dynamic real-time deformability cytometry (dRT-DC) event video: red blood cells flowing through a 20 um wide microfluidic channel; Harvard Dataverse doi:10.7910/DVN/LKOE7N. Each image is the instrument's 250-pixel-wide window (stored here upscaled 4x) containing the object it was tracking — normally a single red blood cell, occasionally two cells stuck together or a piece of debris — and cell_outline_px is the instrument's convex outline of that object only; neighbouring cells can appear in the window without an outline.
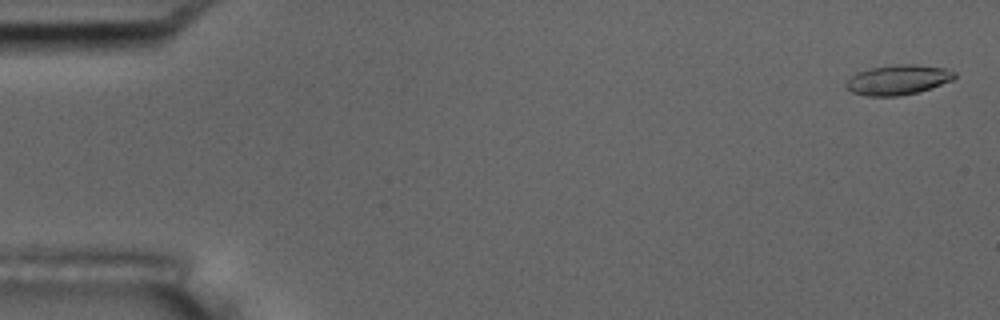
{"species": "common noctule bat (a hibernating species)", "species_latin": "Nyctalus noctula", "temperature_condition": "room temperature", "stored_images_in_passage": 5, "camera_frame_rate_fps": 3000, "um_per_image_px": 0.085, "animal": {"sex": "male", "body_mass_g": 17.5, "forearm_length_mm": 52.3}, "frame": {"image": 1, "passage_image": 1, "time_ms": 0.0, "image_size_px": [1000, 320], "cell_outline_px": [[956, 76], [952, 80], [916, 92], [900, 96], [868, 96], [852, 92], [844, 84], [852, 76], [860, 72], [872, 68], [896, 64], [916, 64], [944, 68], [956, 72]], "centroid_in_image_um": [76.34, 6.78], "position_along_channel_um": 8.7, "area_um2": 18.55}}